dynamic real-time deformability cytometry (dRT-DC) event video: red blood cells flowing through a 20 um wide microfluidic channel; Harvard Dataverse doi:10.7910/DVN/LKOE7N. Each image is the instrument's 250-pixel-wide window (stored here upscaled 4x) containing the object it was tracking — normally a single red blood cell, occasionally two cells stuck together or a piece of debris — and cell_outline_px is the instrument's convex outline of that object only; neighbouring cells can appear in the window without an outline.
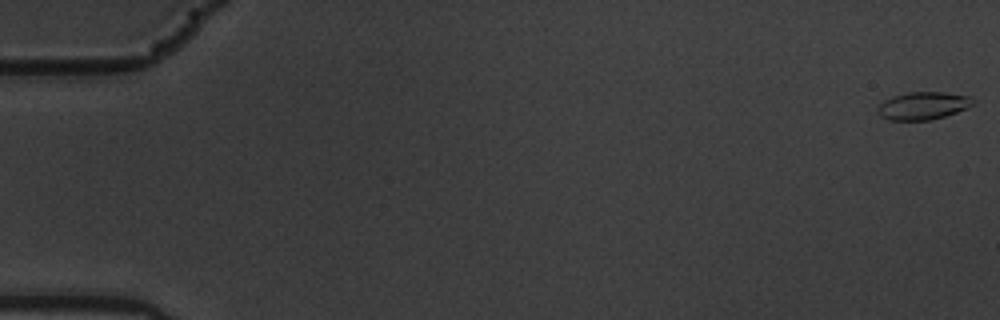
{"species": "common noctule bat (a hibernating species)", "species_latin": "Nyctalus noctula", "temperature_condition": "warm", "stored_images_in_passage": 6, "camera_frame_rate_fps": 3000, "um_per_image_px": 0.085, "animal": {"sex": "male", "body_mass_g": 19.5, "forearm_length_mm": 54.6}, "frame": {"image": 1, "passage_image": 1, "time_ms": 0.0, "image_size_px": [1000, 320], "cell_outline_px": [[976, 100], [968, 108], [932, 120], [888, 120], [880, 116], [876, 112], [876, 108], [884, 100], [892, 96], [908, 92], [944, 92], [972, 96]], "centroid_in_image_um": [78.45, 8.98], "position_along_channel_um": 6.5, "area_um2": 15.61}}
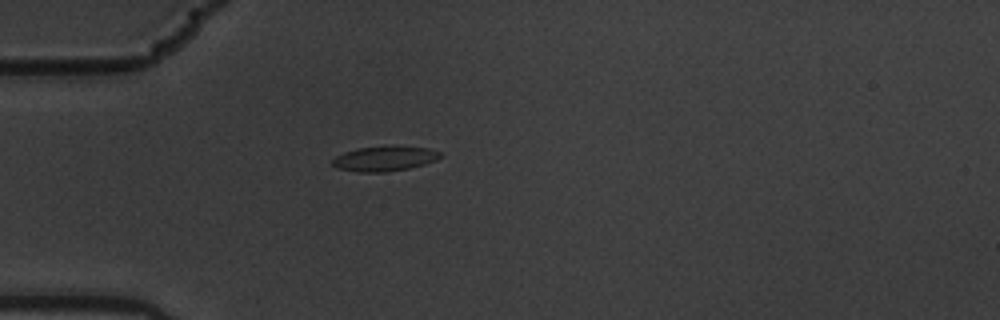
{"frame": {"image": 2, "passage_image": 6, "time_ms": 1.667, "image_size_px": [1000, 320], "cell_outline_px": [[444, 152], [436, 160], [424, 164], [408, 168], [384, 172], [356, 172], [336, 168], [332, 164], [332, 160], [336, 156], [344, 152], [356, 148], [392, 144], [428, 148]], "centroid_in_image_um": [32.69, 13.45], "position_along_channel_um": 52.3, "area_um2": 16.13}}